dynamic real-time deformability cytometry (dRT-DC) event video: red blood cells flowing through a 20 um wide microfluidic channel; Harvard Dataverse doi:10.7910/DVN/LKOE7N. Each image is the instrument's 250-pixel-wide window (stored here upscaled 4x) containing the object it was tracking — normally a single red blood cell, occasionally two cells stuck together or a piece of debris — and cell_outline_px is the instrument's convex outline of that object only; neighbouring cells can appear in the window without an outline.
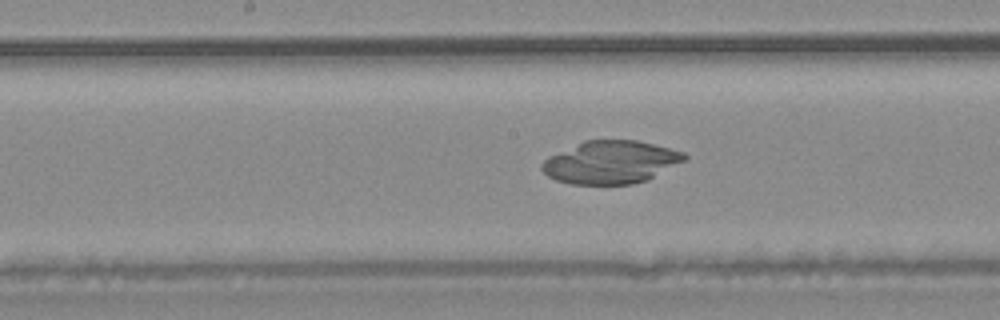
{"species": "common noctule bat (a hibernating species)", "species_latin": "Nyctalus noctula", "temperature_condition": "warm", "stored_images_in_passage": 48, "camera_frame_rate_fps": 3000, "um_per_image_px": 0.085, "animal": {"sex": "male", "body_mass_g": 20.4}, "frame": {"image": 1, "passage_image": 25, "time_ms": 8.0, "image_size_px": [1000, 320], "cell_outline_px": [[688, 156], [684, 160], [648, 180], [632, 184], [572, 184], [556, 180], [548, 176], [540, 168], [540, 164], [548, 156], [584, 140], [636, 140], [684, 152]], "centroid_in_image_um": [51.88, 13.79], "position_along_channel_um": 196.3, "area_um2": 35.43}}